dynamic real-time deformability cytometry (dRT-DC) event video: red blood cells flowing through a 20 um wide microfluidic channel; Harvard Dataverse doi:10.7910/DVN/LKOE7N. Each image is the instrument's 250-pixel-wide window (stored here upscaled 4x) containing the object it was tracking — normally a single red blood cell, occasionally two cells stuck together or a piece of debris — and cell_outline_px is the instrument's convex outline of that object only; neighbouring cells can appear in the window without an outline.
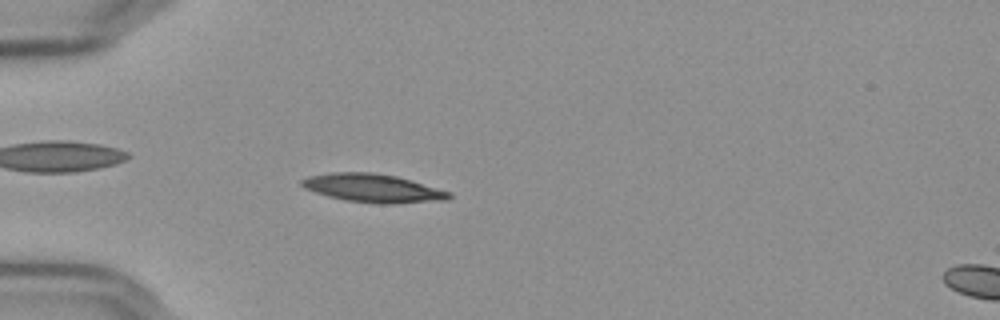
{"species": "Egyptian fruit bat (a non-hibernating species)", "species_latin": "Rousettus aegyptiacus", "temperature_condition": "cold", "stored_images_in_passage": 56, "camera_frame_rate_fps": 3000, "um_per_image_px": 0.085, "frame": {"image": 1, "passage_image": 17, "time_ms": 5.333, "image_size_px": [1000, 320], "cell_outline_px": [[452, 196], [448, 200], [384, 204], [376, 204], [344, 200], [328, 196], [304, 188], [300, 184], [300, 180], [308, 176], [328, 172], [372, 172], [396, 176], [412, 180], [452, 192]], "centroid_in_image_um": [31.7, 15.99], "position_along_channel_um": 53.3, "area_um2": 24.57}}
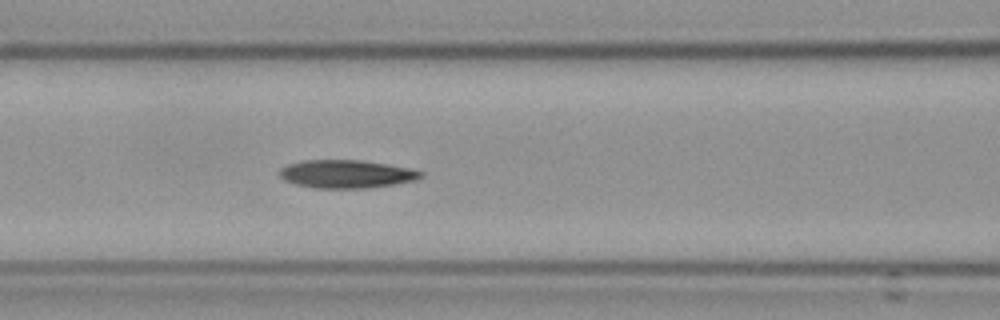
{"frame": {"image": 2, "passage_image": 25, "time_ms": 8.0, "image_size_px": [1000, 320], "cell_outline_px": [[424, 176], [416, 180], [368, 188], [316, 188], [296, 184], [284, 180], [280, 176], [280, 168], [288, 164], [300, 160], [360, 160], [388, 164], [408, 168], [424, 172]], "centroid_in_image_um": [29.44, 14.78], "position_along_channel_um": 137.2, "area_um2": 23.12}}
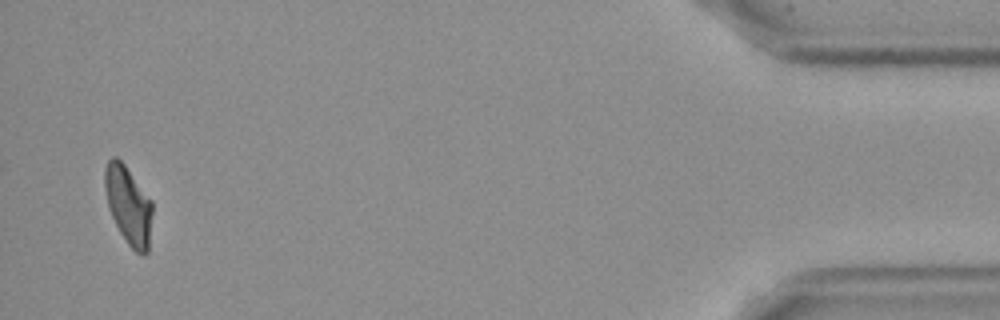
{"frame": {"image": 3, "passage_image": 55, "time_ms": 18.0, "image_size_px": [1000, 320], "cell_outline_px": [[152, 212], [148, 252], [144, 256], [136, 252], [128, 244], [120, 232], [112, 216], [108, 204], [104, 188], [104, 168], [108, 160], [112, 156], [116, 156], [124, 164], [152, 200]], "centroid_in_image_um": [10.91, 17.43], "position_along_channel_um": 424.3, "area_um2": 21.62}, "authors_computed_cell_mechanics": {"area_um2": 22.3975, "velocity_mm_per_s": 3.6263, "shape_relaxation_time_tau1_ms": null, "shape_relaxation_time_tau2_ms": 10.8915, "deformation_change_tau1": null, "deformation_change_tau2": 0.1969}}